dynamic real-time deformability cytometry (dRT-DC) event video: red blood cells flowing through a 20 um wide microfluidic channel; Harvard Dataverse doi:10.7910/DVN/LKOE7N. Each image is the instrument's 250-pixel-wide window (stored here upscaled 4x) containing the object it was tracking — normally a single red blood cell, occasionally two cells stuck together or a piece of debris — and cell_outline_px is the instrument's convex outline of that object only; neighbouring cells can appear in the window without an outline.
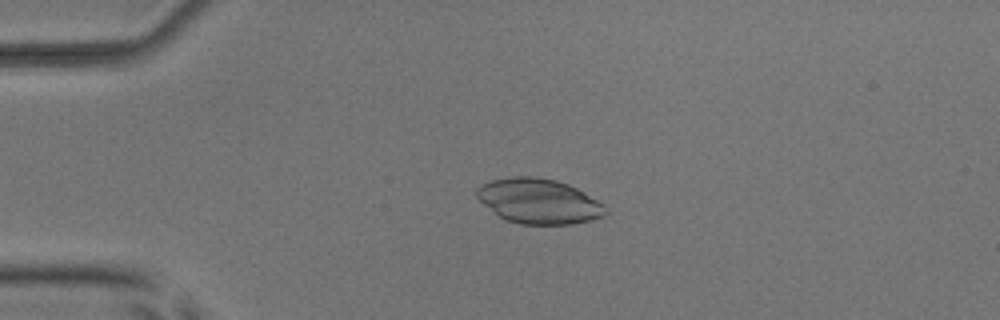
{"species": "common noctule bat (a hibernating species)", "species_latin": "Nyctalus noctula", "temperature_condition": "room temperature", "stored_images_in_passage": 6, "camera_frame_rate_fps": 3000, "um_per_image_px": 0.085, "animal": {"sex": "male", "body_mass_g": 17.9, "forearm_length_mm": 54.2}, "frame": {"image": 1, "passage_image": 4, "time_ms": 3.667, "image_size_px": [1000, 320], "cell_outline_px": [[608, 212], [604, 216], [592, 220], [572, 224], [520, 224], [508, 220], [500, 216], [484, 204], [476, 196], [476, 188], [492, 180], [512, 176], [536, 176], [556, 180], [568, 184], [584, 192], [604, 204]], "centroid_in_image_um": [45.83, 17.09], "position_along_channel_um": 39.2, "area_um2": 33.64}}
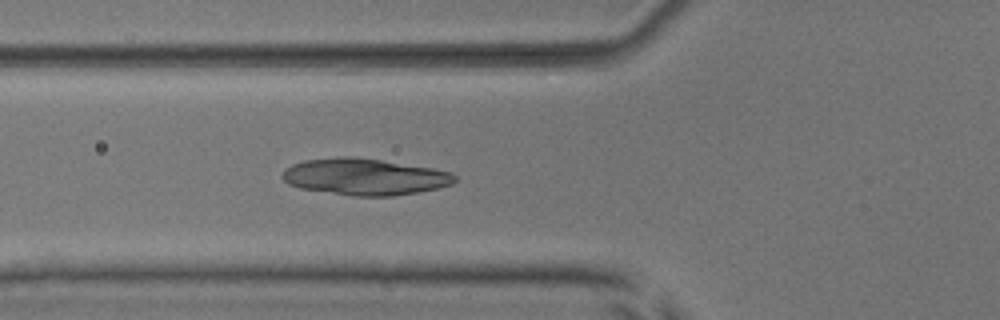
{"frame": {"image": 2, "passage_image": 6, "time_ms": 6.0, "image_size_px": [1000, 320], "cell_outline_px": [[456, 180], [452, 184], [436, 188], [416, 192], [392, 196], [352, 196], [300, 188], [288, 184], [280, 176], [284, 168], [292, 164], [304, 160], [340, 156], [352, 156], [380, 160], [432, 168], [452, 172], [456, 176]], "centroid_in_image_um": [30.95, 15.02], "position_along_channel_um": 94.9, "area_um2": 36.76}}